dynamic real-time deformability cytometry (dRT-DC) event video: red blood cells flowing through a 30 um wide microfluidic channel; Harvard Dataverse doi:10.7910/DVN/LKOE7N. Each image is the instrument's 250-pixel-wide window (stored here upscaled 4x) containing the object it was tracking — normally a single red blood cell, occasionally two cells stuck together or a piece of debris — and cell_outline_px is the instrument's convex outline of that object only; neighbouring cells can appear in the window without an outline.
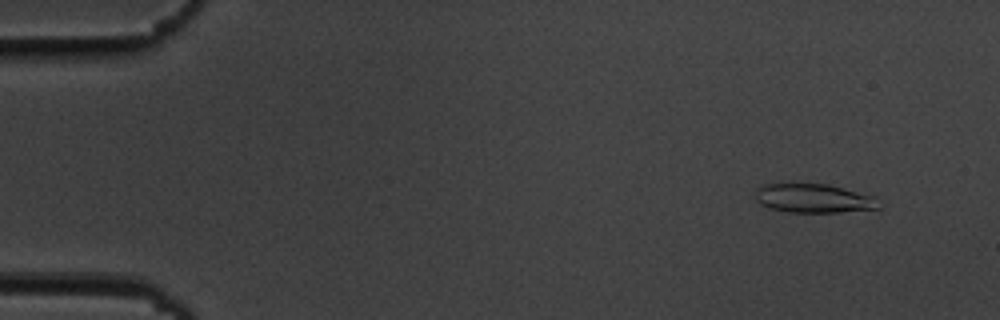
{"species": "common noctule bat (a hibernating species)", "species_latin": "Nyctalus noctula", "temperature_condition": "cold", "stored_images_in_passage": 55, "camera_frame_rate_fps": 3000, "um_per_image_px": 0.085, "animal": {"sex": "male", "body_mass_g": 19.5, "forearm_length_mm": 54.6}, "frame": {"image": 1, "passage_image": 5, "time_ms": 1.333, "image_size_px": [1000, 320], "cell_outline_px": [[880, 208], [840, 212], [788, 212], [768, 208], [760, 204], [756, 200], [756, 192], [760, 184], [828, 184], [876, 196]], "centroid_in_image_um": [69.16, 16.86], "position_along_channel_um": 15.8, "area_um2": 20.87}}
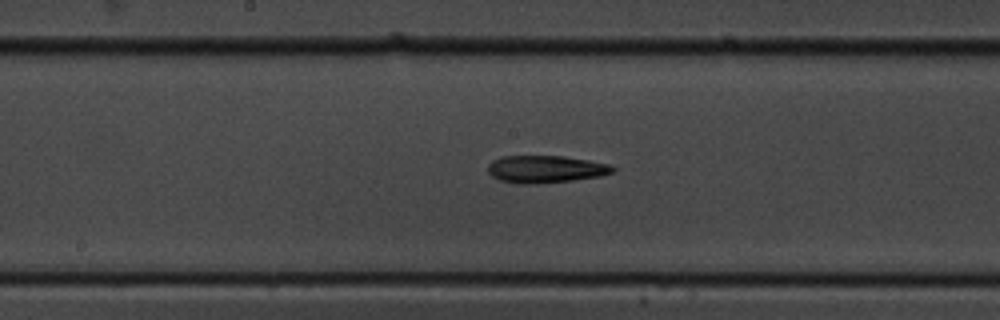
{"frame": {"image": 2, "passage_image": 29, "time_ms": 9.333, "image_size_px": [1000, 320], "cell_outline_px": [[616, 168], [612, 172], [600, 176], [572, 180], [536, 184], [520, 184], [500, 180], [492, 176], [488, 172], [488, 164], [492, 160], [500, 156], [564, 156], [612, 164]], "centroid_in_image_um": [46.37, 14.37], "position_along_channel_um": 201.8, "area_um2": 20.0}}
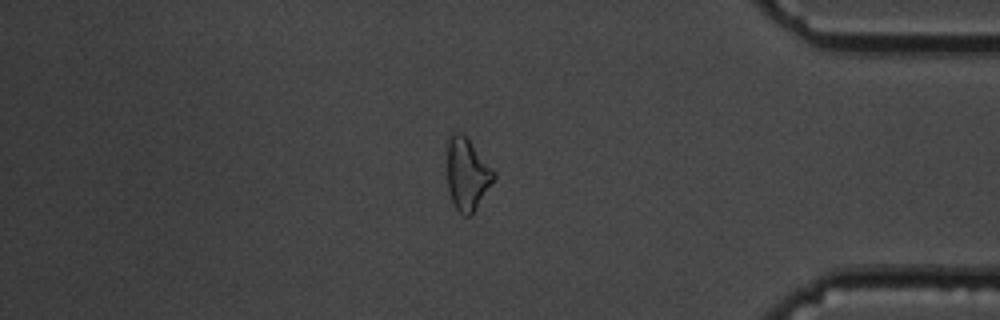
{"frame": {"image": 3, "passage_image": 47, "time_ms": 15.333, "image_size_px": [1000, 320], "cell_outline_px": [[496, 176], [472, 216], [464, 216], [456, 208], [452, 200], [448, 188], [448, 140], [452, 132], [460, 132], [468, 140], [496, 172]], "centroid_in_image_um": [39.72, 14.84], "position_along_channel_um": 395.5, "area_um2": 19.25}, "authors_computed_cell_mechanics": {"area_um2": 19.9988, "velocity_mm_per_s": 3.6656, "shape_relaxation_time_tau1_ms": 8.6657, "shape_relaxation_time_tau2_ms": null, "deformation_change_tau1": 0.1855, "deformation_change_tau2": null}}